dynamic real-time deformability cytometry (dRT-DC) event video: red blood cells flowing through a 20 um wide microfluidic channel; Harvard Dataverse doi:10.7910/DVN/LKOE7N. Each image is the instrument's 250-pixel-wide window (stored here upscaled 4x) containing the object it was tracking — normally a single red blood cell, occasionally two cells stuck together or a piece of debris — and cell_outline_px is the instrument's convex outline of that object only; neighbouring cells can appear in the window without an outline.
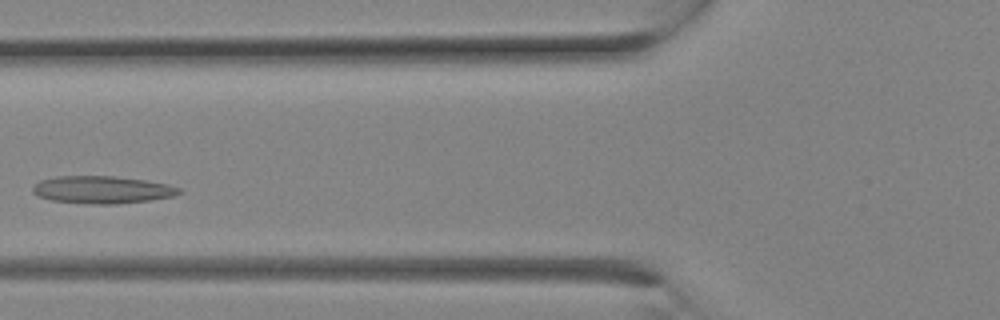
{"species": "Egyptian fruit bat (a non-hibernating species)", "species_latin": "Rousettus aegyptiacus", "temperature_condition": "room temperature", "stored_images_in_passage": 15, "camera_frame_rate_fps": 3000, "um_per_image_px": 0.085, "animal": {"sex": "female"}, "frame": {"image": 1, "passage_image": 6, "time_ms": 1.667, "image_size_px": [1000, 320], "cell_outline_px": [[184, 192], [172, 196], [148, 200], [116, 204], [88, 204], [52, 200], [36, 196], [32, 192], [32, 188], [40, 180], [56, 176], [116, 176], [144, 180], [168, 184], [180, 188]], "centroid_in_image_um": [8.66, 16.12], "position_along_channel_um": 117.1, "area_um2": 23.47}}
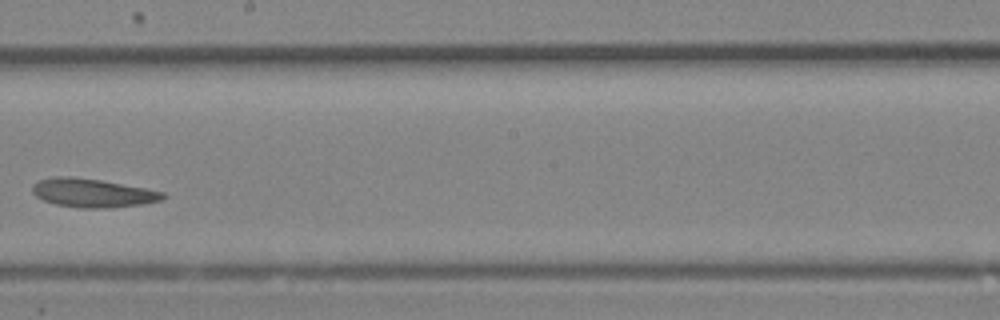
{"frame": {"image": 2, "passage_image": 11, "time_ms": 3.333, "image_size_px": [1000, 320], "cell_outline_px": [[168, 196], [160, 200], [144, 204], [112, 208], [80, 208], [56, 204], [44, 200], [36, 196], [32, 192], [32, 184], [40, 180], [56, 176], [72, 176], [100, 180], [144, 188], [164, 192]], "centroid_in_image_um": [7.88, 16.4], "position_along_channel_um": 240.3, "area_um2": 21.79}}
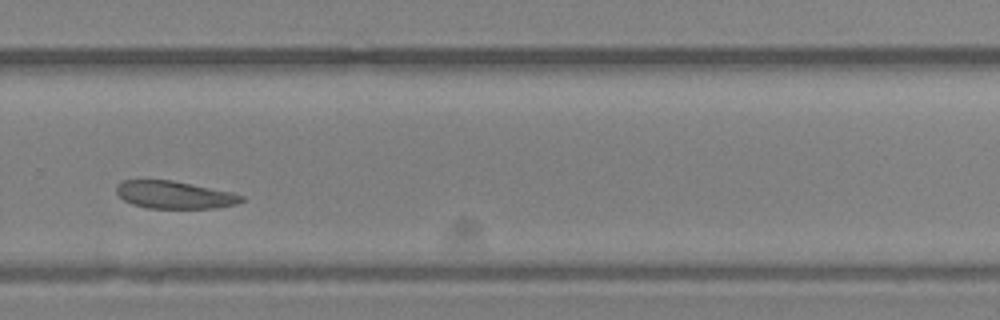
{"frame": {"image": 3, "passage_image": 14, "time_ms": 4.333, "image_size_px": [1000, 320], "cell_outline_px": [[244, 200], [236, 204], [216, 208], [148, 208], [132, 204], [124, 200], [116, 192], [116, 184], [124, 180], [172, 180], [232, 192], [244, 196]], "centroid_in_image_um": [14.82, 16.56], "position_along_channel_um": 315.0, "area_um2": 20.06}}